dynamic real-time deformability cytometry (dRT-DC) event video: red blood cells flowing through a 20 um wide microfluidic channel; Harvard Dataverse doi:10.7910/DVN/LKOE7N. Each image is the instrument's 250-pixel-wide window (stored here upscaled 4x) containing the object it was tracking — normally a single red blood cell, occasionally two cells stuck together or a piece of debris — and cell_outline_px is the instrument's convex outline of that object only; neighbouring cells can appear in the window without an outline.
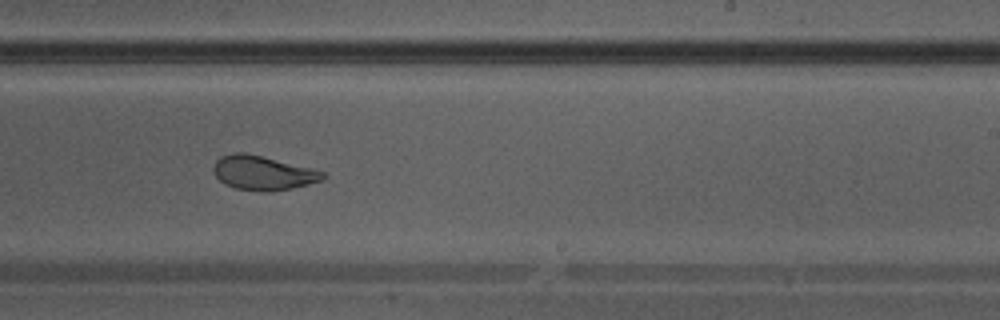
{"species": "Egyptian fruit bat (a non-hibernating species)", "species_latin": "Rousettus aegyptiacus", "temperature_condition": "warm", "stored_images_in_passage": 29, "camera_frame_rate_fps": 3000, "um_per_image_px": 0.085, "animal": {"sex": "male"}, "frame": {"image": 1, "passage_image": 13, "time_ms": 4.0, "image_size_px": [1000, 320], "cell_outline_px": [[324, 180], [292, 188], [272, 192], [260, 192], [236, 188], [224, 184], [212, 172], [212, 168], [216, 160], [220, 156], [232, 152], [244, 152], [324, 172]], "centroid_in_image_um": [22.28, 14.71], "position_along_channel_um": 266.7, "area_um2": 21.68}}